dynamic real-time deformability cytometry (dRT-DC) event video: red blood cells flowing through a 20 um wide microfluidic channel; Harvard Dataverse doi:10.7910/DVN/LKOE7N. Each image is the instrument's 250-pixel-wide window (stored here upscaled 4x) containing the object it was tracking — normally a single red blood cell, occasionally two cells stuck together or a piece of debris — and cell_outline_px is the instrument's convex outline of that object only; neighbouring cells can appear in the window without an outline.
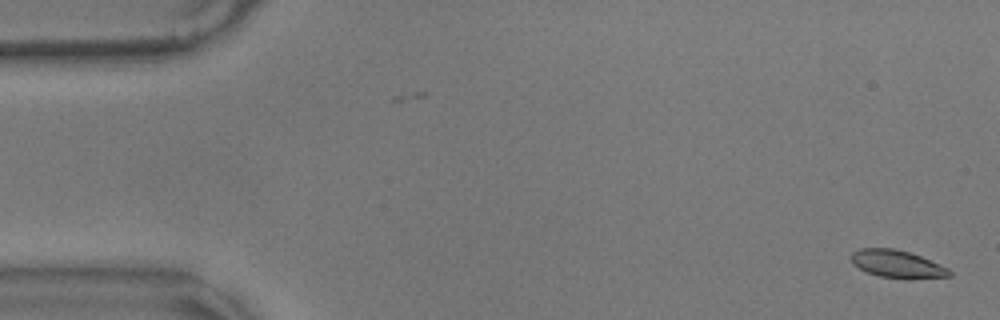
{"species": "common noctule bat (a hibernating species)", "species_latin": "Nyctalus noctula", "temperature_condition": "warm", "stored_images_in_passage": 2, "camera_frame_rate_fps": 3000, "um_per_image_px": 0.085, "animal": {"sex": "male", "body_mass_g": 17.9}, "frame": {"image": 1, "passage_image": 1, "time_ms": 0.0, "image_size_px": [1000, 320], "cell_outline_px": [[952, 276], [912, 280], [880, 276], [868, 272], [852, 264], [852, 252], [860, 248], [892, 248], [908, 252], [920, 256], [948, 268], [952, 272]], "centroid_in_image_um": [76.3, 22.46], "position_along_channel_um": 8.7, "area_um2": 15.84}}